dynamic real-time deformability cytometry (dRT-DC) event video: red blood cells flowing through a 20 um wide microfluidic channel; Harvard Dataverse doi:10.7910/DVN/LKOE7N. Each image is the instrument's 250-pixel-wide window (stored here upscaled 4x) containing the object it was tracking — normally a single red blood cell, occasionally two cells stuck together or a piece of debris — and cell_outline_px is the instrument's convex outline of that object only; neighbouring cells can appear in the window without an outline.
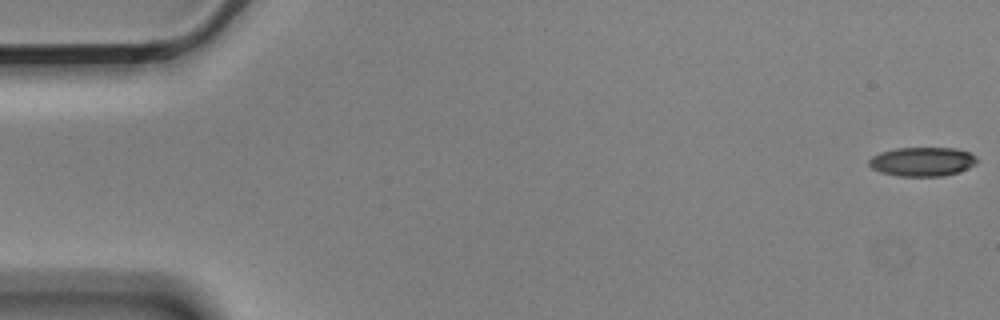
{"species": "Egyptian fruit bat (a non-hibernating species)", "species_latin": "Rousettus aegyptiacus", "temperature_condition": "cold", "stored_images_in_passage": 56, "camera_frame_rate_fps": 3000, "um_per_image_px": 0.085, "animal": {"sex": "male"}, "frame": {"image": 1, "passage_image": 1, "time_ms": 0.0, "image_size_px": [1000, 320], "cell_outline_px": [[976, 164], [960, 172], [944, 176], [900, 176], [880, 172], [872, 168], [868, 164], [868, 160], [872, 156], [880, 152], [896, 148], [956, 148], [968, 152], [976, 156]], "centroid_in_image_um": [78.39, 13.74], "position_along_channel_um": 6.6, "area_um2": 18.38}}
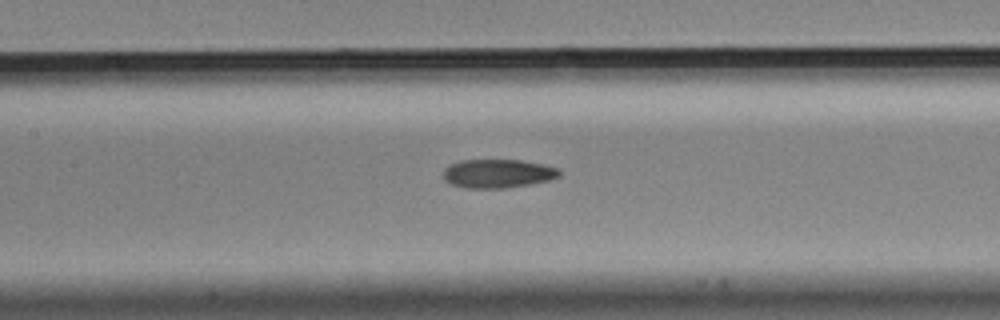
{"frame": {"image": 2, "passage_image": 26, "time_ms": 8.333, "image_size_px": [1000, 320], "cell_outline_px": [[560, 176], [548, 180], [528, 184], [504, 188], [464, 188], [452, 184], [444, 180], [444, 168], [448, 164], [460, 160], [520, 160], [544, 164], [556, 168], [560, 172]], "centroid_in_image_um": [42.27, 14.74], "position_along_channel_um": 165.1, "area_um2": 19.36}}
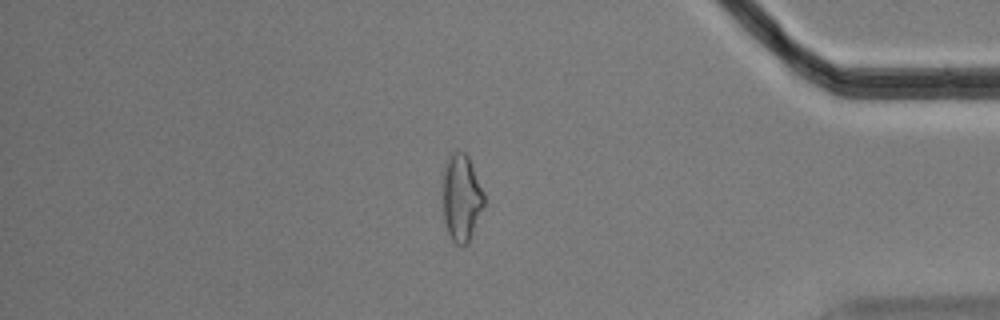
{"frame": {"image": 3, "passage_image": 48, "time_ms": 15.667, "image_size_px": [1000, 320], "cell_outline_px": [[484, 208], [468, 244], [456, 244], [452, 240], [448, 232], [444, 220], [440, 176], [448, 156], [456, 148], [464, 152], [468, 156], [472, 164], [484, 192]], "centroid_in_image_um": [39.19, 16.75], "position_along_channel_um": 396.0, "area_um2": 21.79}, "authors_computed_cell_mechanics": {"area_um2": 19.7387, "velocity_mm_per_s": 3.5703, "shape_relaxation_time_tau1_ms": 8.3118, "shape_relaxation_time_tau2_ms": 4.4457, "deformation_change_tau1": 0.2049, "deformation_change_tau2": 0.1278}}